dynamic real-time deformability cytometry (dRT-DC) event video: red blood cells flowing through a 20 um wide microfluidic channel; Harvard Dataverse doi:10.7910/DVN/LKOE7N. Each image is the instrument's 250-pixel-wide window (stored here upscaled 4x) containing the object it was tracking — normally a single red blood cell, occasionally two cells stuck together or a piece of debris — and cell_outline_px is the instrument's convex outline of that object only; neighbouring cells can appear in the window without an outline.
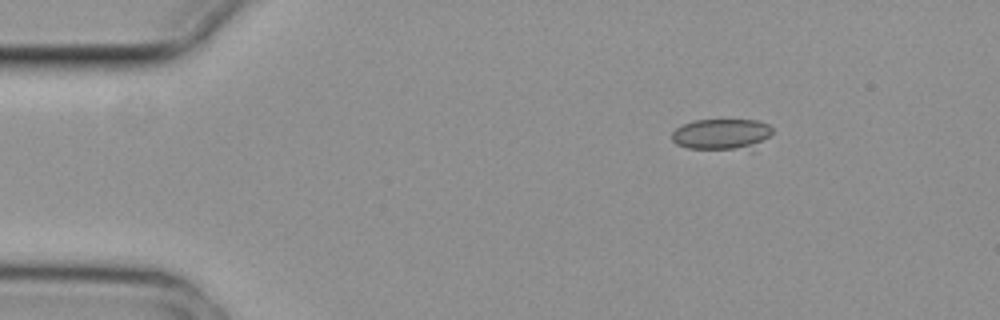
{"species": "common noctule bat (a hibernating species)", "species_latin": "Nyctalus noctula", "temperature_condition": "cold", "stored_images_in_passage": 4, "camera_frame_rate_fps": 3000, "um_per_image_px": 0.085, "animal": {"sex": "female", "body_mass_g": 29.2, "forearm_length_mm": 56.3}, "frame": {"image": 1, "passage_image": 1, "time_ms": 0.0, "image_size_px": [1000, 320], "cell_outline_px": [[772, 132], [752, 152], [688, 148], [676, 144], [672, 140], [672, 132], [676, 128], [692, 120], [756, 120], [768, 124], [772, 128]], "centroid_in_image_um": [61.38, 11.46], "position_along_channel_um": 23.6, "area_um2": 18.84}}
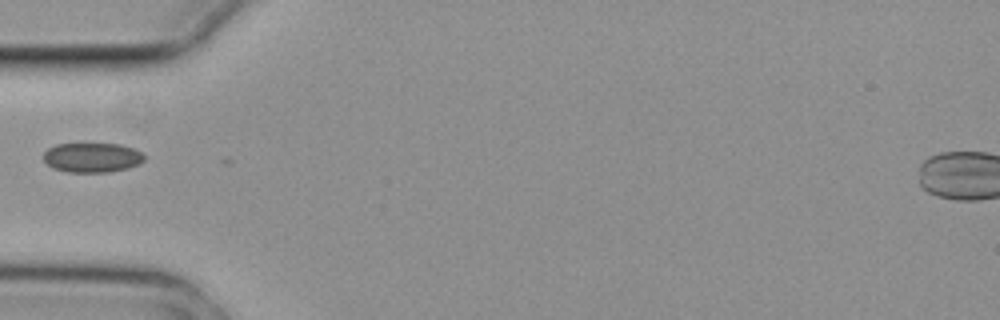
{"frame": {"image": 2, "passage_image": 3, "time_ms": 0.667, "image_size_px": [1000, 320], "cell_outline_px": [[144, 160], [140, 164], [128, 168], [108, 172], [68, 172], [52, 168], [44, 160], [44, 152], [48, 148], [56, 144], [120, 144], [144, 152]], "centroid_in_image_um": [7.85, 13.39], "position_along_channel_um": 77.1, "area_um2": 17.46}}
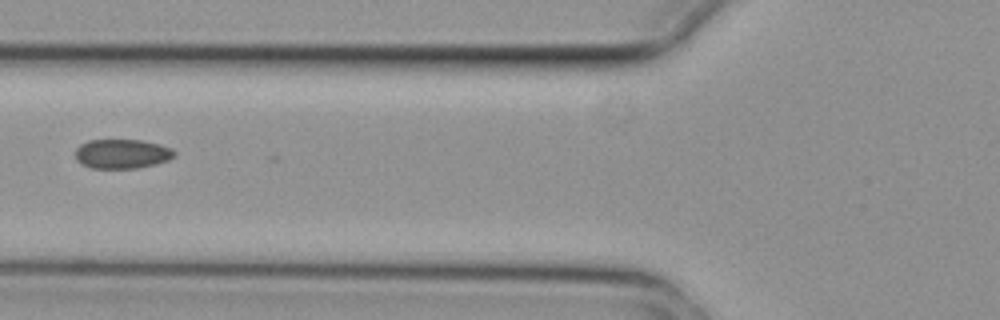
{"frame": {"image": 3, "passage_image": 4, "time_ms": 1.0, "image_size_px": [1000, 320], "cell_outline_px": [[176, 156], [168, 160], [156, 164], [136, 168], [92, 168], [80, 164], [76, 160], [76, 148], [80, 144], [88, 140], [140, 140], [160, 144], [172, 148], [176, 152]], "centroid_in_image_um": [10.38, 13.07], "position_along_channel_um": 115.4, "area_um2": 17.11}}